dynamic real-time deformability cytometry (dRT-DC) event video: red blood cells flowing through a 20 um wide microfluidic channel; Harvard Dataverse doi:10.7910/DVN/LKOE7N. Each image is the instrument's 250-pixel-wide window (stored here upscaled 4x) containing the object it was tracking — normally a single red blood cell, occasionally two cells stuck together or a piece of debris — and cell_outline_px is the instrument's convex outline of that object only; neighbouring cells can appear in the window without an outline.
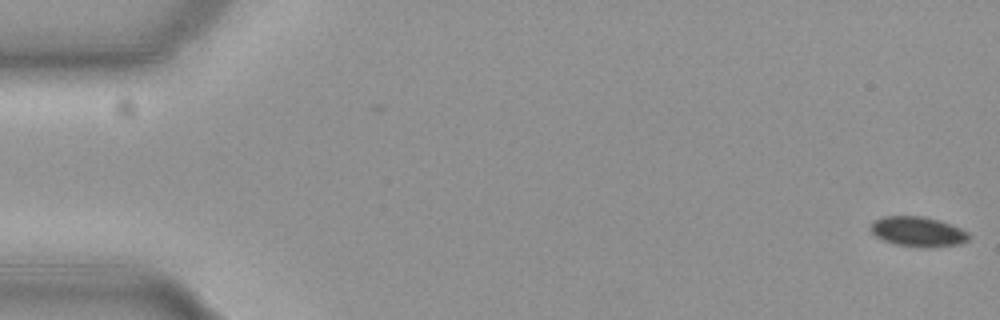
{"species": "common noctule bat (a hibernating species)", "species_latin": "Nyctalus noctula", "temperature_condition": "cold", "stored_images_in_passage": 4, "camera_frame_rate_fps": 3000, "um_per_image_px": 0.085, "animal": {"sex": "female", "body_mass_g": 19.3, "forearm_length_mm": 54.1}, "frame": {"image": 1, "passage_image": 4, "time_ms": 1.0, "image_size_px": [1000, 320], "cell_outline_px": [[968, 240], [960, 244], [928, 248], [920, 248], [896, 244], [884, 240], [876, 236], [872, 232], [872, 224], [876, 220], [884, 216], [924, 216], [940, 220], [960, 228], [968, 232]], "centroid_in_image_um": [78.06, 19.7], "position_along_channel_um": 6.9, "area_um2": 17.05}}